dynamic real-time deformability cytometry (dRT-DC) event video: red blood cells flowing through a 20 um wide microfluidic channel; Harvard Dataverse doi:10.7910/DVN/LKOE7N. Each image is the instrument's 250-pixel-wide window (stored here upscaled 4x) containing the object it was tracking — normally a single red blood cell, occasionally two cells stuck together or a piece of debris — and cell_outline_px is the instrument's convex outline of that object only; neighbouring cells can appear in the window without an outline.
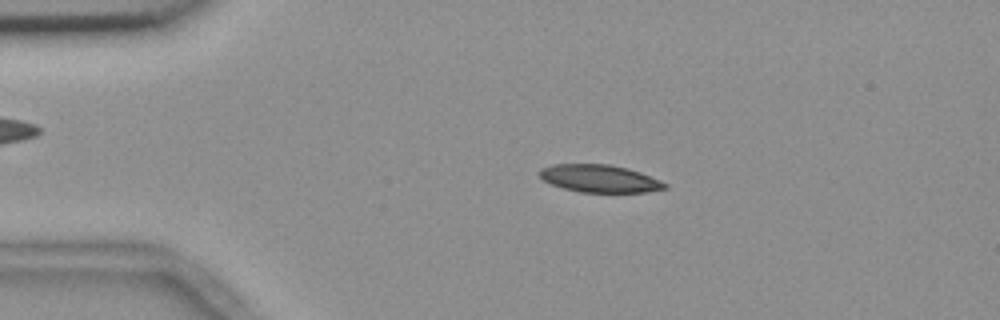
{"species": "common noctule bat (a hibernating species)", "species_latin": "Nyctalus noctula", "temperature_condition": "room temperature", "stored_images_in_passage": 55, "camera_frame_rate_fps": 3000, "um_per_image_px": 0.085, "animal": {"sex": "female", "body_mass_g": 18.4}, "frame": {"image": 1, "passage_image": 11, "time_ms": 3.333, "image_size_px": [1000, 320], "cell_outline_px": [[668, 188], [648, 192], [580, 192], [564, 188], [552, 184], [544, 180], [536, 172], [540, 168], [552, 164], [608, 164], [628, 168], [640, 172], [668, 184]], "centroid_in_image_um": [50.95, 15.17], "position_along_channel_um": 34.0, "area_um2": 20.17}}
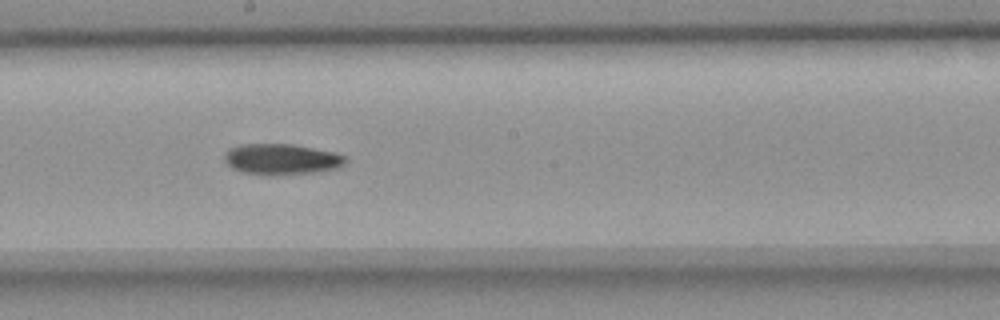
{"frame": {"image": 2, "passage_image": 30, "time_ms": 9.667, "image_size_px": [1000, 320], "cell_outline_px": [[348, 160], [344, 164], [336, 168], [320, 172], [276, 176], [272, 176], [244, 172], [232, 168], [224, 160], [224, 152], [228, 148], [240, 144], [292, 144], [336, 152], [344, 156]], "centroid_in_image_um": [23.93, 13.54], "position_along_channel_um": 224.3, "area_um2": 22.14}}
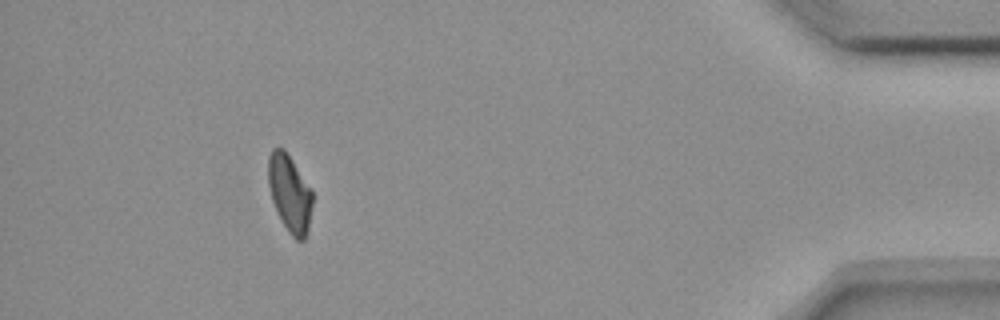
{"frame": {"image": 3, "passage_image": 50, "time_ms": 16.333, "image_size_px": [1000, 320], "cell_outline_px": [[312, 204], [308, 228], [304, 240], [296, 240], [288, 232], [272, 200], [268, 184], [268, 156], [272, 148], [284, 148], [292, 160], [312, 192]], "centroid_in_image_um": [24.61, 16.42], "position_along_channel_um": 410.6, "area_um2": 19.48}}